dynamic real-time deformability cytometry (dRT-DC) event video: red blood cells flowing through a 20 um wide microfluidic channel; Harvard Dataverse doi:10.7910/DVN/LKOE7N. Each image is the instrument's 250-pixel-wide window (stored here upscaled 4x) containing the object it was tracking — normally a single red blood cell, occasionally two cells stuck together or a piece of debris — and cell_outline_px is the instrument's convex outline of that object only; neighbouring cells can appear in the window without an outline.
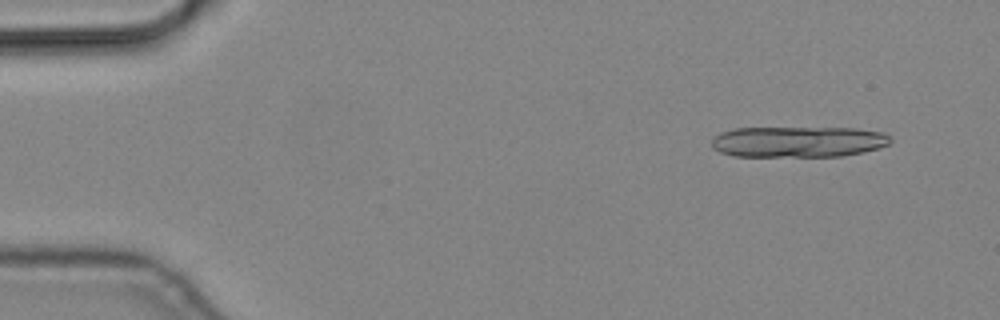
{"species": "common noctule bat (a hibernating species)", "species_latin": "Nyctalus noctula", "temperature_condition": "cold", "stored_images_in_passage": 7, "camera_frame_rate_fps": 3000, "um_per_image_px": 0.085, "animal": {"sex": "male", "body_mass_g": 19.2, "forearm_length_mm": 51.8}, "frame": {"image": 1, "passage_image": 2, "time_ms": 0.333, "image_size_px": [1000, 320], "cell_outline_px": [[892, 140], [888, 144], [880, 148], [864, 152], [840, 156], [732, 156], [720, 152], [712, 148], [712, 140], [720, 132], [736, 128], [856, 128], [884, 132]], "centroid_in_image_um": [67.86, 12.05], "position_along_channel_um": 17.1, "area_um2": 32.31}}
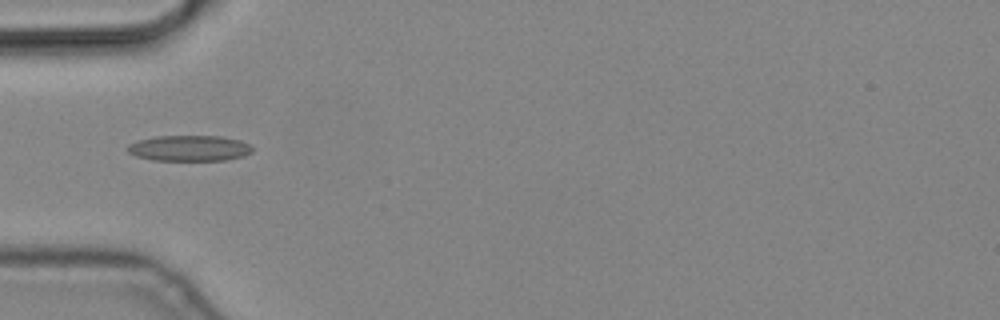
{"frame": {"image": 2, "passage_image": 6, "time_ms": 1.667, "image_size_px": [1000, 320], "cell_outline_px": [[252, 152], [244, 156], [224, 160], [152, 160], [136, 156], [128, 152], [124, 148], [128, 144], [136, 140], [156, 136], [220, 136], [240, 140], [248, 144], [252, 148]], "centroid_in_image_um": [16.04, 12.59], "position_along_channel_um": 69.0, "area_um2": 18.84}}
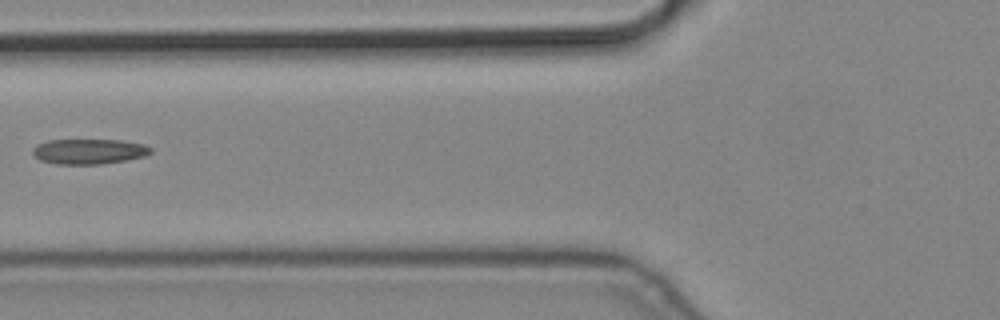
{"frame": {"image": 3, "passage_image": 7, "time_ms": 2.0, "image_size_px": [1000, 320], "cell_outline_px": [[152, 152], [144, 156], [128, 160], [100, 164], [56, 164], [40, 160], [32, 156], [32, 148], [36, 144], [48, 140], [120, 140], [144, 144], [152, 148]], "centroid_in_image_um": [7.53, 12.87], "position_along_channel_um": 118.3, "area_um2": 17.51}}